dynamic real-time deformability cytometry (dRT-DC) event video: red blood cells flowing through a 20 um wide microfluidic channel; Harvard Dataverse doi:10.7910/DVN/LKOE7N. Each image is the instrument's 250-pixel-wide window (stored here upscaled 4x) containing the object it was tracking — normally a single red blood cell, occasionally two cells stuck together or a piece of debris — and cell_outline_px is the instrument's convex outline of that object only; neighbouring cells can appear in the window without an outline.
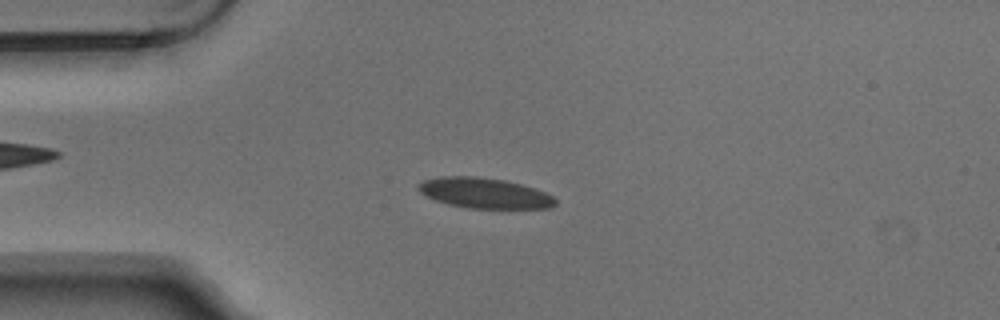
{"species": "Egyptian fruit bat (a non-hibernating species)", "species_latin": "Rousettus aegyptiacus", "temperature_condition": "warm", "stored_images_in_passage": 5, "camera_frame_rate_fps": 3000, "um_per_image_px": 0.085, "animal": {"sex": "male"}, "frame": {"image": 1, "passage_image": 3, "time_ms": 0.667, "image_size_px": [1000, 320], "cell_outline_px": [[556, 204], [552, 208], [468, 208], [448, 204], [436, 200], [420, 192], [416, 188], [416, 184], [424, 180], [440, 176], [476, 176], [504, 180], [520, 184], [544, 192], [552, 196], [556, 200]], "centroid_in_image_um": [41.14, 16.41], "position_along_channel_um": 43.9, "area_um2": 24.16}}
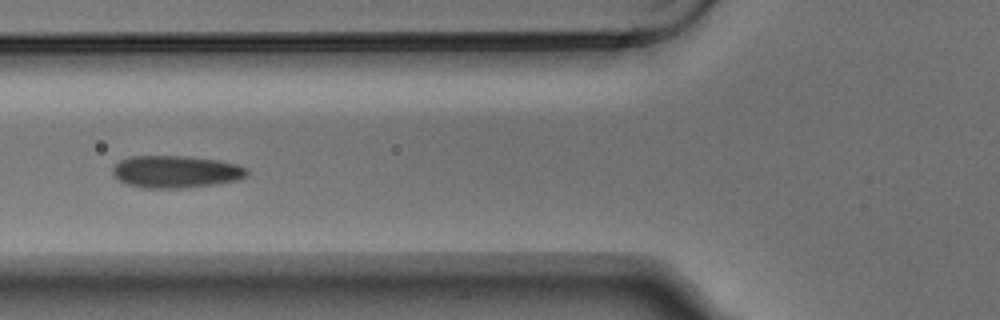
{"frame": {"image": 2, "passage_image": 5, "time_ms": 1.333, "image_size_px": [1000, 320], "cell_outline_px": [[248, 176], [240, 180], [212, 184], [180, 188], [140, 188], [128, 184], [120, 180], [112, 172], [112, 168], [120, 160], [132, 156], [184, 156], [216, 160], [236, 164], [248, 168]], "centroid_in_image_um": [14.96, 14.6], "position_along_channel_um": 110.8, "area_um2": 25.14}}